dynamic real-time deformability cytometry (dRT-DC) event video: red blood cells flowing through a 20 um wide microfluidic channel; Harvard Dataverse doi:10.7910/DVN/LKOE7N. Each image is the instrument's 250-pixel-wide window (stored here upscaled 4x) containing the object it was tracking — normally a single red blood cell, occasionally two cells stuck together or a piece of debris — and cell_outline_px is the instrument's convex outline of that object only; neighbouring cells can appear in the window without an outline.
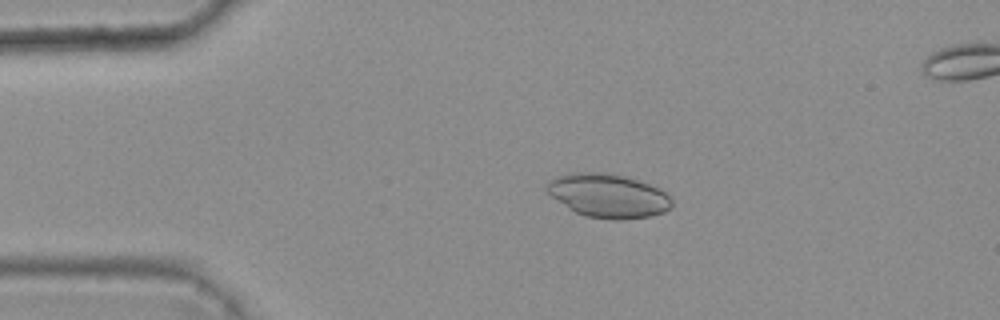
{"species": "common noctule bat (a hibernating species)", "species_latin": "Nyctalus noctula", "temperature_condition": "warm", "stored_images_in_passage": 5, "camera_frame_rate_fps": 3000, "um_per_image_px": 0.085, "animal": {"sex": "female", "body_mass_g": 25.1}, "frame": {"image": 1, "passage_image": 3, "time_ms": 0.667, "image_size_px": [1000, 320], "cell_outline_px": [[672, 208], [664, 212], [652, 216], [620, 220], [616, 220], [584, 216], [568, 208], [552, 196], [544, 188], [544, 184], [548, 180], [560, 176], [576, 172], [604, 172], [624, 176], [660, 188], [672, 200]], "centroid_in_image_um": [51.69, 16.64], "position_along_channel_um": 33.3, "area_um2": 31.91}}